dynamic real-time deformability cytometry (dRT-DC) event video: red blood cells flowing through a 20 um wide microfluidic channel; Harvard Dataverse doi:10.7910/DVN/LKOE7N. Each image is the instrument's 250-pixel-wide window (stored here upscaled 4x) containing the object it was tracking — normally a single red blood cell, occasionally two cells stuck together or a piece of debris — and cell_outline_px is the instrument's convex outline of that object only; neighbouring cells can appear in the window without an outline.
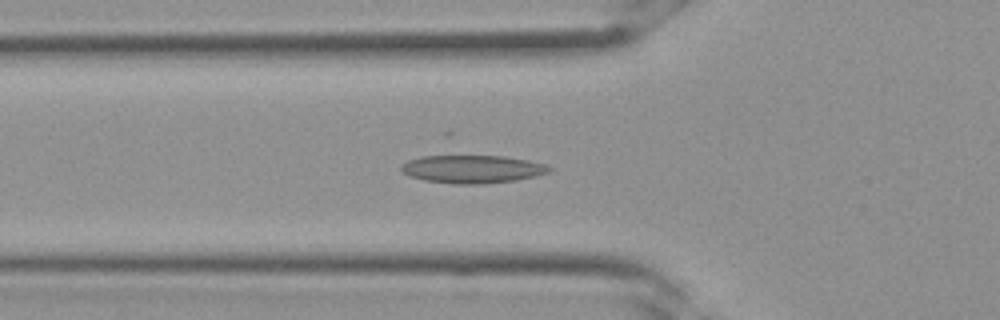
{"species": "Egyptian fruit bat (a non-hibernating species)", "species_latin": "Rousettus aegyptiacus", "temperature_condition": "room temperature", "stored_images_in_passage": 32, "camera_frame_rate_fps": 3000, "um_per_image_px": 0.085, "frame": {"image": 1, "passage_image": 11, "time_ms": 3.333, "image_size_px": [1000, 320], "cell_outline_px": [[552, 168], [548, 172], [516, 180], [480, 184], [456, 184], [424, 180], [408, 176], [400, 168], [400, 164], [408, 160], [424, 156], [448, 152], [504, 156], [528, 160], [548, 164]], "centroid_in_image_um": [40.08, 14.31], "position_along_channel_um": 85.7, "area_um2": 25.2}}
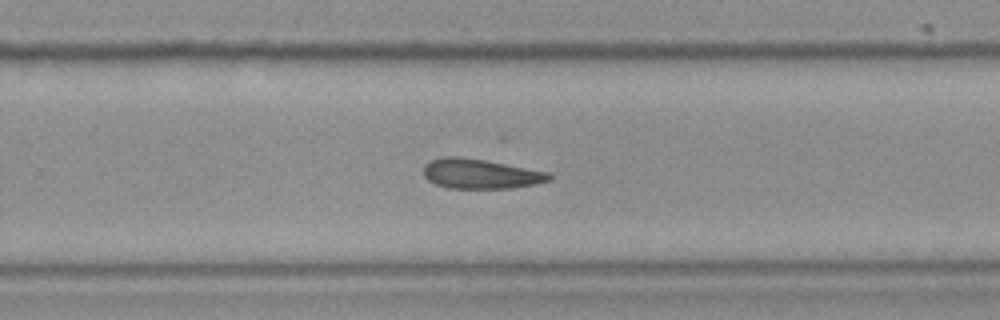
{"frame": {"image": 2, "passage_image": 21, "time_ms": 6.667, "image_size_px": [1000, 320], "cell_outline_px": [[552, 180], [536, 184], [512, 188], [448, 188], [436, 184], [428, 180], [424, 176], [424, 164], [440, 156], [460, 156], [484, 160], [552, 172]], "centroid_in_image_um": [40.87, 14.77], "position_along_channel_um": 288.9, "area_um2": 22.02}}
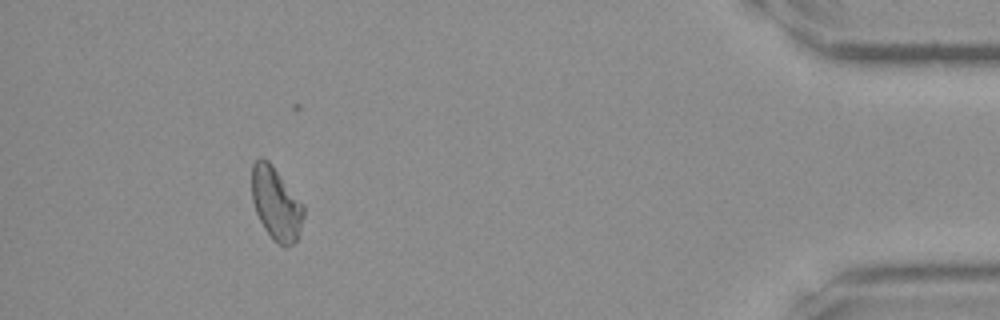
{"frame": {"image": 3, "passage_image": 30, "time_ms": 9.667, "image_size_px": [1000, 320], "cell_outline_px": [[304, 216], [296, 240], [288, 248], [284, 248], [272, 240], [264, 228], [256, 212], [252, 200], [252, 164], [256, 156], [260, 156], [268, 160], [272, 164], [304, 204]], "centroid_in_image_um": [23.46, 17.29], "position_along_channel_um": 411.7, "area_um2": 22.31}}